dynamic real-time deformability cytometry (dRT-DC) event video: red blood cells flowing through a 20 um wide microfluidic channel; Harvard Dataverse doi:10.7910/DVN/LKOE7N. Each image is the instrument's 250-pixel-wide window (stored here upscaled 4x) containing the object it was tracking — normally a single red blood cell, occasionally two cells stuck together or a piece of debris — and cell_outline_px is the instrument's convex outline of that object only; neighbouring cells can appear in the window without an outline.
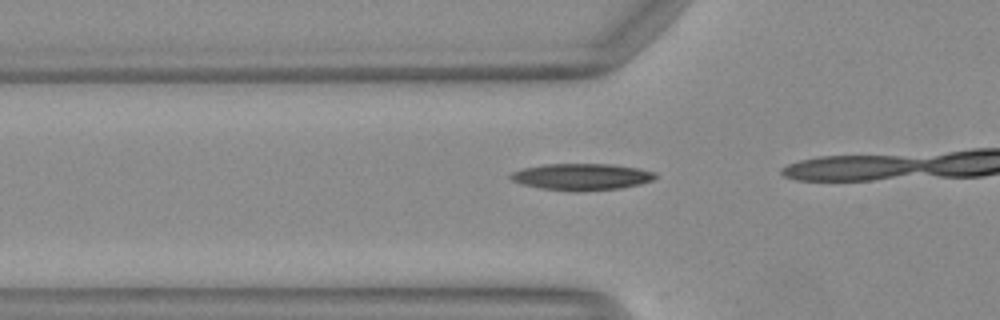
{"species": "Egyptian fruit bat (a non-hibernating species)", "species_latin": "Rousettus aegyptiacus", "temperature_condition": "warm", "stored_images_in_passage": 11, "camera_frame_rate_fps": 3000, "um_per_image_px": 0.085, "animal": {"sex": "female"}, "frame": {"image": 1, "passage_image": 7, "time_ms": 2.0, "image_size_px": [1000, 320], "cell_outline_px": [[656, 176], [652, 180], [640, 184], [620, 188], [540, 188], [520, 184], [512, 180], [508, 176], [512, 172], [520, 168], [544, 164], [612, 164], [636, 168], [652, 172]], "centroid_in_image_um": [49.36, 14.97], "position_along_channel_um": 76.4, "area_um2": 21.33}}
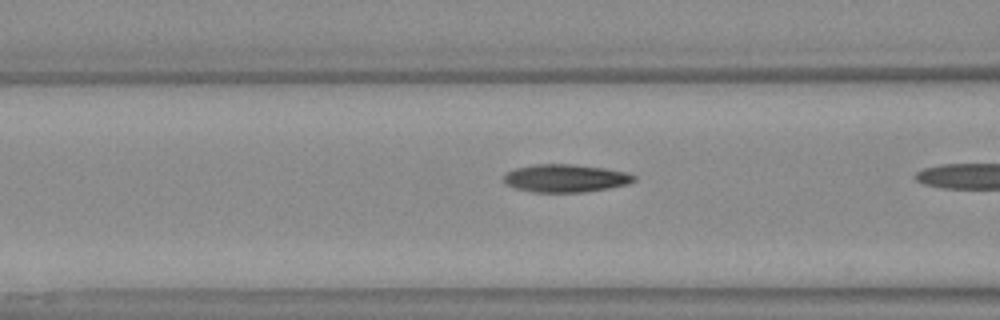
{"frame": {"image": 2, "passage_image": 10, "time_ms": 3.0, "image_size_px": [1000, 320], "cell_outline_px": [[636, 180], [628, 184], [608, 188], [584, 192], [532, 192], [516, 188], [508, 184], [504, 180], [504, 176], [508, 172], [516, 168], [536, 164], [572, 164], [604, 168], [628, 172], [636, 176]], "centroid_in_image_um": [48.12, 15.15], "position_along_channel_um": 118.5, "area_um2": 21.04}}